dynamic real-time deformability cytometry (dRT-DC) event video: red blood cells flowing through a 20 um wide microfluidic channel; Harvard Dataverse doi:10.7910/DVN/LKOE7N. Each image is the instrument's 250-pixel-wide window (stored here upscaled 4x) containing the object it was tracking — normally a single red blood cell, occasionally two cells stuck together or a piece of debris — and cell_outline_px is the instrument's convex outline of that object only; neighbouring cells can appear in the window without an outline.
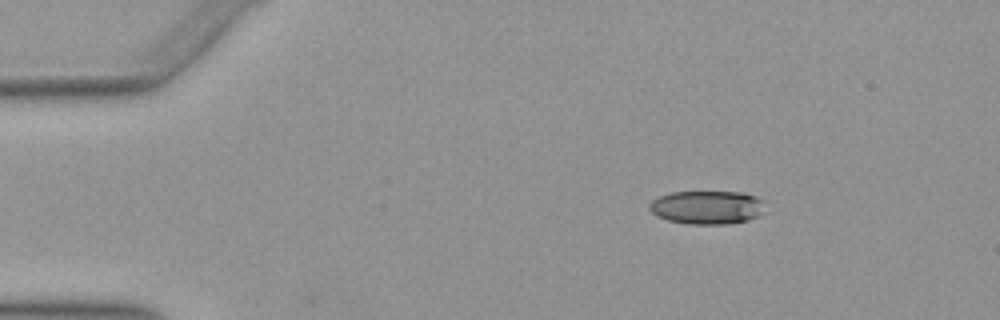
{"species": "Egyptian fruit bat (a non-hibernating species)", "species_latin": "Rousettus aegyptiacus", "temperature_condition": "warm", "stored_images_in_passage": 46, "camera_frame_rate_fps": 3000, "um_per_image_px": 0.085, "animal": {"sex": "female"}, "frame": {"image": 1, "passage_image": 2, "time_ms": 0.333, "image_size_px": [1000, 320], "cell_outline_px": [[768, 212], [760, 216], [748, 220], [728, 224], [688, 224], [668, 220], [656, 216], [648, 208], [648, 204], [652, 200], [660, 196], [672, 192], [744, 192], [756, 196], [764, 200]], "centroid_in_image_um": [60.18, 17.63], "position_along_channel_um": 24.8, "area_um2": 23.12}}
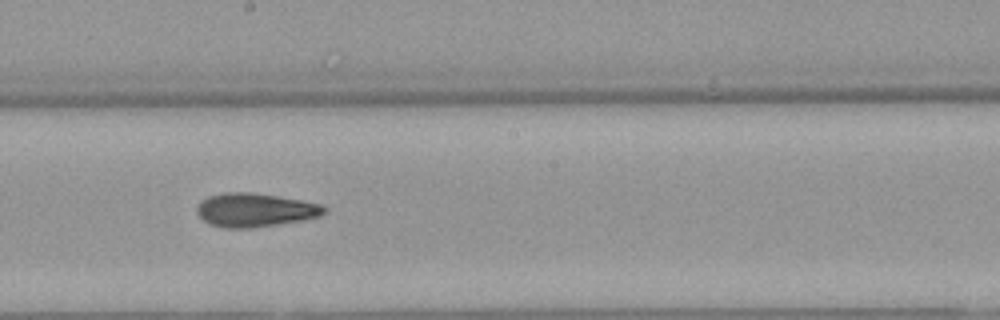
{"frame": {"image": 2, "passage_image": 23, "time_ms": 7.333, "image_size_px": [1000, 320], "cell_outline_px": [[328, 212], [320, 216], [304, 220], [248, 228], [224, 228], [208, 224], [196, 212], [196, 208], [200, 200], [208, 196], [228, 192], [252, 192], [300, 200], [320, 204], [328, 208]], "centroid_in_image_um": [21.67, 17.85], "position_along_channel_um": 226.5, "area_um2": 25.03}}
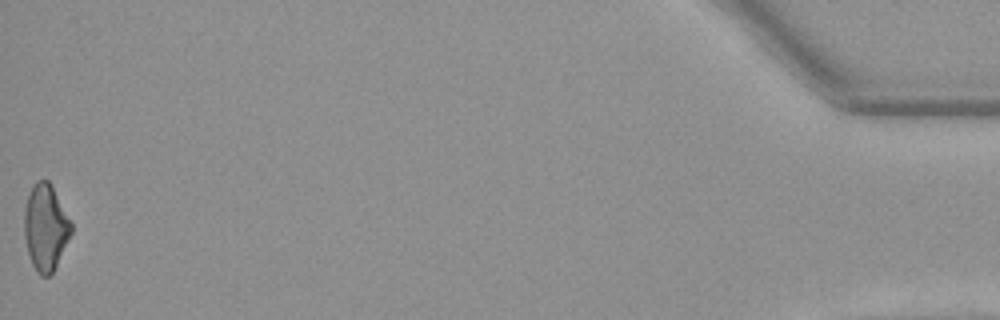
{"frame": {"image": 3, "passage_image": 46, "time_ms": 15.0, "image_size_px": [1000, 320], "cell_outline_px": [[72, 232], [52, 272], [48, 276], [40, 276], [36, 272], [28, 256], [24, 232], [24, 208], [28, 196], [36, 180], [48, 180], [52, 184], [72, 224]], "centroid_in_image_um": [3.86, 19.32], "position_along_channel_um": 431.3, "area_um2": 23.47}, "authors_computed_cell_mechanics": {"area_um2": 24.1315, "velocity_mm_per_s": 3.9589, "shape_relaxation_time_tau1_ms": null, "shape_relaxation_time_tau2_ms": 3.6665, "deformation_change_tau1": null, "deformation_change_tau2": 0.1313}}